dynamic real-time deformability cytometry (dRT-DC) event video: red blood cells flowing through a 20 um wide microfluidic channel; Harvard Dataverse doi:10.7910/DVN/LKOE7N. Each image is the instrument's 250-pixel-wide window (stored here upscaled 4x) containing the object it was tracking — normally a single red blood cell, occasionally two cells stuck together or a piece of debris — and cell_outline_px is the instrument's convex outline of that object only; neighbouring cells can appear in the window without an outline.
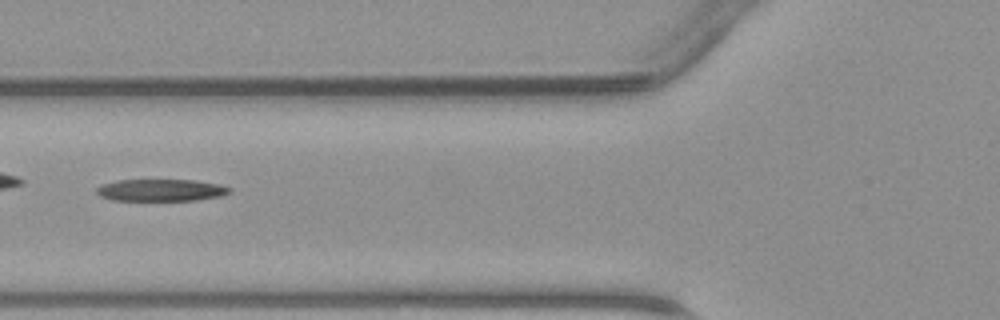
{"species": "common noctule bat (a hibernating species)", "species_latin": "Nyctalus noctula", "temperature_condition": "warm", "stored_images_in_passage": 34, "camera_frame_rate_fps": 3000, "um_per_image_px": 0.085, "animal": {"sex": "male", "body_mass_g": 23.1, "forearm_length_mm": 52.7}, "frame": {"image": 1, "passage_image": 6, "time_ms": 1.667, "image_size_px": [1000, 320], "cell_outline_px": [[232, 192], [224, 196], [196, 200], [112, 200], [100, 196], [96, 192], [96, 188], [104, 184], [116, 180], [196, 180], [220, 184], [232, 188]], "centroid_in_image_um": [13.75, 16.16], "position_along_channel_um": 112.0, "area_um2": 17.17}}
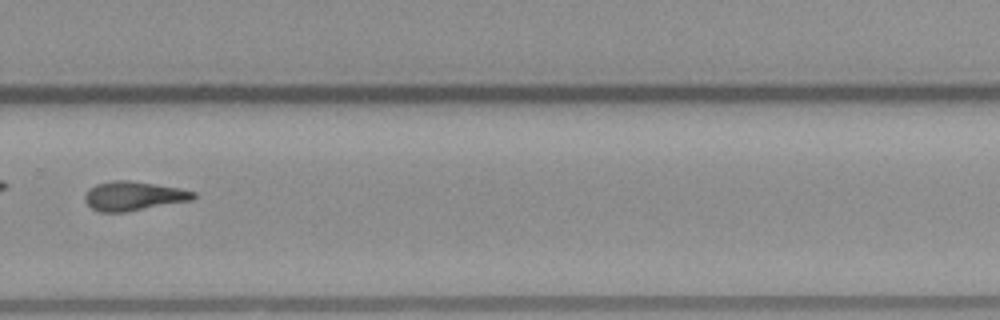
{"frame": {"image": 2, "passage_image": 20, "time_ms": 6.333, "image_size_px": [1000, 320], "cell_outline_px": [[196, 196], [192, 200], [124, 212], [100, 212], [92, 208], [84, 200], [84, 196], [88, 188], [96, 184], [112, 180], [128, 180], [180, 188], [196, 192]], "centroid_in_image_um": [11.32, 16.65], "position_along_channel_um": 318.5, "area_um2": 18.38}}